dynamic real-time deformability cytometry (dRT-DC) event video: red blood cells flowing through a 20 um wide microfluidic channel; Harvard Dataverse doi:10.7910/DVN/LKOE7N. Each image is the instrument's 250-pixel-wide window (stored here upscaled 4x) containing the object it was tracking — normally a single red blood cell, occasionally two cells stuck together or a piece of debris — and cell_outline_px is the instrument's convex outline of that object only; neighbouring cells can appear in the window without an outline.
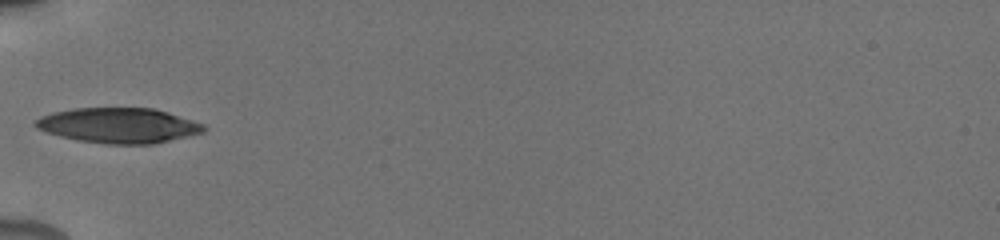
{"species": "human", "species_latin": "Homo sapiens", "temperature_condition": "cold", "stored_images_in_passage": 39, "camera_frame_rate_fps": 3000, "um_per_image_px": 0.085, "donor": {"sex": "male"}, "frame": {"image": 1, "passage_image": 1, "time_ms": 0.0, "image_size_px": [1000, 240], "cell_outline_px": [[208, 128], [204, 132], [188, 136], [152, 144], [108, 144], [80, 140], [60, 136], [36, 128], [32, 124], [40, 116], [52, 112], [72, 108], [152, 108], [168, 112], [204, 124]], "centroid_in_image_um": [10.08, 10.65], "position_along_channel_um": 74.9, "area_um2": 34.45}}
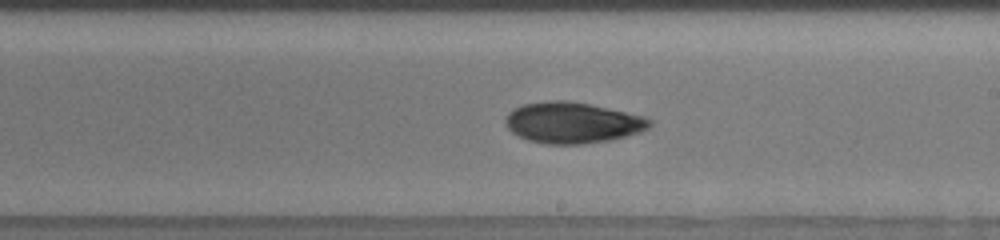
{"frame": {"image": 2, "passage_image": 19, "time_ms": 4.333, "image_size_px": [1000, 240], "cell_outline_px": [[652, 124], [648, 128], [640, 132], [608, 140], [580, 144], [548, 144], [528, 140], [512, 132], [504, 124], [504, 120], [508, 112], [512, 108], [520, 104], [548, 100], [564, 100], [588, 104], [608, 108], [644, 116], [652, 120]], "centroid_in_image_um": [48.61, 10.41], "position_along_channel_um": 240.4, "area_um2": 34.45}}
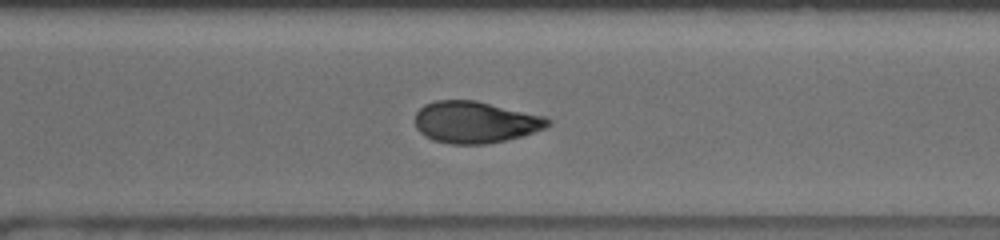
{"frame": {"image": 3, "passage_image": 24, "time_ms": 6.667, "image_size_px": [1000, 240], "cell_outline_px": [[552, 124], [544, 128], [520, 136], [504, 140], [484, 144], [452, 144], [432, 140], [424, 136], [416, 128], [416, 112], [424, 104], [436, 100], [476, 100], [544, 116], [552, 120]], "centroid_in_image_um": [40.37, 10.37], "position_along_channel_um": 330.2, "area_um2": 32.19}, "authors_computed_cell_mechanics": {"area_um2": 33.4662, "velocity_mm_per_s": 3.846, "shape_relaxation_time_tau1_ms": 9.6657, "shape_relaxation_time_tau2_ms": 9.705, "deformation_change_tau1": 0.2147, "deformation_change_tau2": 0.1537}}